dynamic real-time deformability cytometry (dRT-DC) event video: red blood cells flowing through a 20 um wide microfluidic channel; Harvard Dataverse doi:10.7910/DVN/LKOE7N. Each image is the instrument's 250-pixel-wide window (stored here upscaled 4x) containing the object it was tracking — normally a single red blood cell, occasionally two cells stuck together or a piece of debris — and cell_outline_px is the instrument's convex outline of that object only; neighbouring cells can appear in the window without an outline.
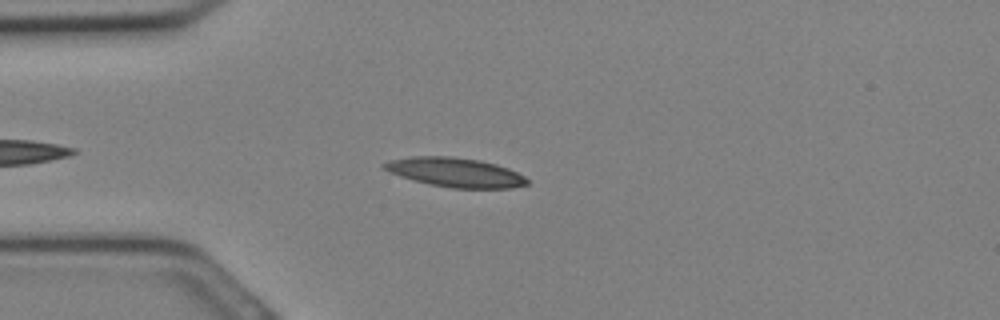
{"species": "Egyptian fruit bat (a non-hibernating species)", "species_latin": "Rousettus aegyptiacus", "temperature_condition": "cold", "stored_images_in_passage": 11, "camera_frame_rate_fps": 3000, "um_per_image_px": 0.085, "animal": {"sex": "female"}, "frame": {"image": 1, "passage_image": 4, "time_ms": 1.0, "image_size_px": [1000, 320], "cell_outline_px": [[528, 184], [512, 188], [452, 188], [432, 184], [400, 176], [388, 172], [380, 164], [388, 160], [412, 156], [452, 156], [480, 160], [496, 164], [508, 168], [524, 176], [528, 180]], "centroid_in_image_um": [38.69, 14.64], "position_along_channel_um": 46.3, "area_um2": 24.33}}
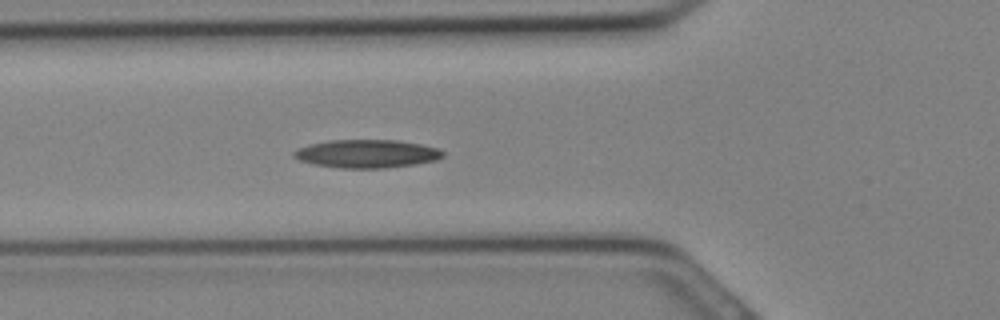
{"frame": {"image": 2, "passage_image": 7, "time_ms": 2.0, "image_size_px": [1000, 320], "cell_outline_px": [[444, 156], [436, 160], [416, 164], [384, 168], [340, 168], [312, 164], [300, 160], [292, 156], [292, 152], [300, 148], [312, 144], [328, 140], [396, 140], [420, 144], [440, 148], [444, 152]], "centroid_in_image_um": [31.2, 13.07], "position_along_channel_um": 94.6, "area_um2": 24.51}}
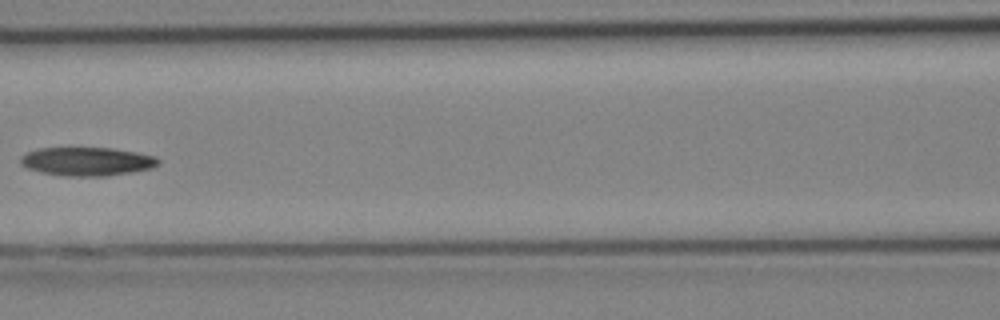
{"frame": {"image": 3, "passage_image": 10, "time_ms": 3.0, "image_size_px": [1000, 320], "cell_outline_px": [[160, 164], [152, 168], [132, 172], [104, 176], [64, 176], [44, 172], [28, 168], [20, 164], [20, 156], [36, 148], [112, 148], [136, 152], [156, 156], [160, 160]], "centroid_in_image_um": [7.42, 13.72], "position_along_channel_um": 159.2, "area_um2": 22.95}}